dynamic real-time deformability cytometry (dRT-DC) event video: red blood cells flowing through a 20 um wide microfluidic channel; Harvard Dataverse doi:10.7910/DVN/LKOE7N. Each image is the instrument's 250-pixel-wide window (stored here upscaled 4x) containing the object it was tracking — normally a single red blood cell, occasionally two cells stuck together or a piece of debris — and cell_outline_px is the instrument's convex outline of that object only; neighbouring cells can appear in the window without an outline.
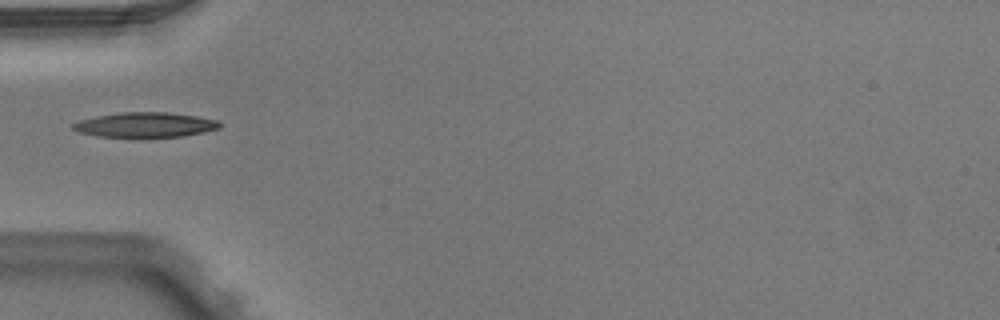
{"species": "Egyptian fruit bat (a non-hibernating species)", "species_latin": "Rousettus aegyptiacus", "temperature_condition": "warm", "stored_images_in_passage": 5, "camera_frame_rate_fps": 3000, "um_per_image_px": 0.085, "animal": {"sex": "male"}, "frame": {"image": 1, "passage_image": 5, "time_ms": 1.333, "image_size_px": [1000, 320], "cell_outline_px": [[220, 128], [204, 132], [180, 136], [140, 140], [136, 140], [100, 136], [80, 132], [72, 128], [72, 124], [80, 120], [96, 116], [120, 112], [168, 112], [196, 116], [220, 120]], "centroid_in_image_um": [12.35, 10.65], "position_along_channel_um": 72.7, "area_um2": 22.14}}